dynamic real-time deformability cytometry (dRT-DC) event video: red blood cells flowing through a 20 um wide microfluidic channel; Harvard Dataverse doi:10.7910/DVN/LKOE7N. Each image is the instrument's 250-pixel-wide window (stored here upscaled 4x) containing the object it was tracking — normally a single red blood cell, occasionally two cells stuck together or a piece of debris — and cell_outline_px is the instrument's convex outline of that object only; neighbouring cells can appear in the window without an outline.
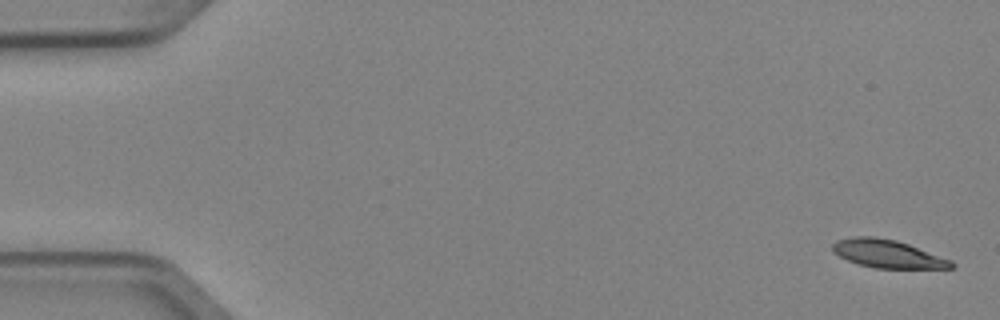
{"species": "Egyptian fruit bat (a non-hibernating species)", "species_latin": "Rousettus aegyptiacus", "temperature_condition": "cold", "stored_images_in_passage": 4, "camera_frame_rate_fps": 3000, "um_per_image_px": 0.085, "animal": {"sex": "female"}, "frame": {"image": 1, "passage_image": 1, "time_ms": 0.0, "image_size_px": [1000, 320], "cell_outline_px": [[956, 268], [876, 268], [860, 264], [848, 260], [832, 252], [832, 244], [836, 240], [856, 236], [876, 236], [896, 240], [908, 244], [952, 260], [956, 264]], "centroid_in_image_um": [75.46, 21.57], "position_along_channel_um": 9.5, "area_um2": 19.42}}
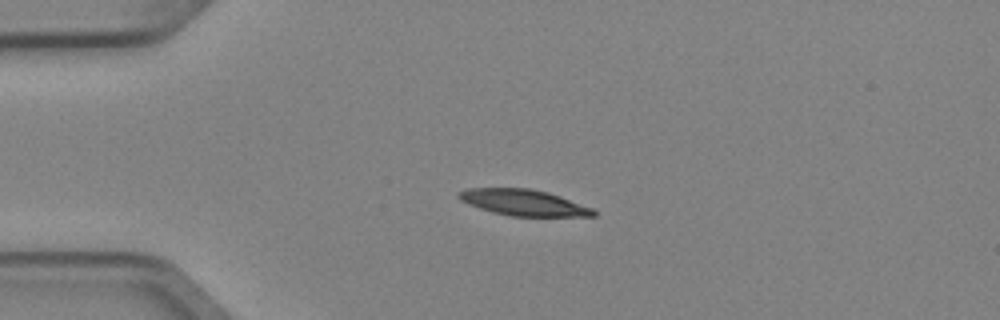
{"frame": {"image": 2, "passage_image": 4, "time_ms": 1.0, "image_size_px": [1000, 320], "cell_outline_px": [[596, 216], [512, 216], [492, 212], [468, 204], [460, 200], [456, 196], [456, 192], [468, 188], [528, 188], [548, 192], [560, 196], [592, 208], [596, 212]], "centroid_in_image_um": [44.46, 17.21], "position_along_channel_um": 40.5, "area_um2": 20.46}}